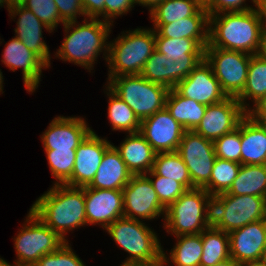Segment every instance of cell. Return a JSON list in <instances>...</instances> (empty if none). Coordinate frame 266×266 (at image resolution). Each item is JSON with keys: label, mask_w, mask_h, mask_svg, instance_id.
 <instances>
[{"label": "cell", "mask_w": 266, "mask_h": 266, "mask_svg": "<svg viewBox=\"0 0 266 266\" xmlns=\"http://www.w3.org/2000/svg\"><path fill=\"white\" fill-rule=\"evenodd\" d=\"M53 185L30 210L67 242L68 231L87 225L84 187Z\"/></svg>", "instance_id": "1"}, {"label": "cell", "mask_w": 266, "mask_h": 266, "mask_svg": "<svg viewBox=\"0 0 266 266\" xmlns=\"http://www.w3.org/2000/svg\"><path fill=\"white\" fill-rule=\"evenodd\" d=\"M82 22L83 24H79L78 21L63 24L66 35L55 57L82 66L91 72L93 64L103 50L107 62L109 49L107 40L112 24L93 18L89 20L84 18Z\"/></svg>", "instance_id": "2"}, {"label": "cell", "mask_w": 266, "mask_h": 266, "mask_svg": "<svg viewBox=\"0 0 266 266\" xmlns=\"http://www.w3.org/2000/svg\"><path fill=\"white\" fill-rule=\"evenodd\" d=\"M262 24L255 6L243 12H223L209 16V45L224 50L256 55Z\"/></svg>", "instance_id": "3"}, {"label": "cell", "mask_w": 266, "mask_h": 266, "mask_svg": "<svg viewBox=\"0 0 266 266\" xmlns=\"http://www.w3.org/2000/svg\"><path fill=\"white\" fill-rule=\"evenodd\" d=\"M212 199L204 188L186 190L166 209L164 229L174 236L202 233L212 226Z\"/></svg>", "instance_id": "4"}, {"label": "cell", "mask_w": 266, "mask_h": 266, "mask_svg": "<svg viewBox=\"0 0 266 266\" xmlns=\"http://www.w3.org/2000/svg\"><path fill=\"white\" fill-rule=\"evenodd\" d=\"M152 29V30H151ZM137 28L124 31L109 42L108 78L122 75H140L145 62L156 49L155 30Z\"/></svg>", "instance_id": "5"}, {"label": "cell", "mask_w": 266, "mask_h": 266, "mask_svg": "<svg viewBox=\"0 0 266 266\" xmlns=\"http://www.w3.org/2000/svg\"><path fill=\"white\" fill-rule=\"evenodd\" d=\"M128 256L120 266L162 260L163 248L156 233L143 220L121 217L105 229Z\"/></svg>", "instance_id": "6"}, {"label": "cell", "mask_w": 266, "mask_h": 266, "mask_svg": "<svg viewBox=\"0 0 266 266\" xmlns=\"http://www.w3.org/2000/svg\"><path fill=\"white\" fill-rule=\"evenodd\" d=\"M106 85L122 99L140 121L165 108L169 88L148 81L141 75H122L107 78Z\"/></svg>", "instance_id": "7"}, {"label": "cell", "mask_w": 266, "mask_h": 266, "mask_svg": "<svg viewBox=\"0 0 266 266\" xmlns=\"http://www.w3.org/2000/svg\"><path fill=\"white\" fill-rule=\"evenodd\" d=\"M265 197L222 193L212 199V226L229 233L262 220L265 214Z\"/></svg>", "instance_id": "8"}, {"label": "cell", "mask_w": 266, "mask_h": 266, "mask_svg": "<svg viewBox=\"0 0 266 266\" xmlns=\"http://www.w3.org/2000/svg\"><path fill=\"white\" fill-rule=\"evenodd\" d=\"M25 222L14 238L17 266H33L42 256L58 250L66 242L31 210Z\"/></svg>", "instance_id": "9"}, {"label": "cell", "mask_w": 266, "mask_h": 266, "mask_svg": "<svg viewBox=\"0 0 266 266\" xmlns=\"http://www.w3.org/2000/svg\"><path fill=\"white\" fill-rule=\"evenodd\" d=\"M252 55L211 47L204 49V59L211 66L213 74L227 97L237 98L243 91Z\"/></svg>", "instance_id": "10"}, {"label": "cell", "mask_w": 266, "mask_h": 266, "mask_svg": "<svg viewBox=\"0 0 266 266\" xmlns=\"http://www.w3.org/2000/svg\"><path fill=\"white\" fill-rule=\"evenodd\" d=\"M188 168L194 188H204L216 159L214 144L194 131H185L176 151Z\"/></svg>", "instance_id": "11"}, {"label": "cell", "mask_w": 266, "mask_h": 266, "mask_svg": "<svg viewBox=\"0 0 266 266\" xmlns=\"http://www.w3.org/2000/svg\"><path fill=\"white\" fill-rule=\"evenodd\" d=\"M122 191L124 217L141 221L165 215L166 209L161 205L153 184L146 175H133Z\"/></svg>", "instance_id": "12"}, {"label": "cell", "mask_w": 266, "mask_h": 266, "mask_svg": "<svg viewBox=\"0 0 266 266\" xmlns=\"http://www.w3.org/2000/svg\"><path fill=\"white\" fill-rule=\"evenodd\" d=\"M247 114L234 97L207 106L204 116L193 130L212 142L234 131L241 119Z\"/></svg>", "instance_id": "13"}, {"label": "cell", "mask_w": 266, "mask_h": 266, "mask_svg": "<svg viewBox=\"0 0 266 266\" xmlns=\"http://www.w3.org/2000/svg\"><path fill=\"white\" fill-rule=\"evenodd\" d=\"M185 131L166 107L142 120L139 129L156 153L176 152Z\"/></svg>", "instance_id": "14"}, {"label": "cell", "mask_w": 266, "mask_h": 266, "mask_svg": "<svg viewBox=\"0 0 266 266\" xmlns=\"http://www.w3.org/2000/svg\"><path fill=\"white\" fill-rule=\"evenodd\" d=\"M180 95L209 106L227 98L211 66L202 60L174 88Z\"/></svg>", "instance_id": "15"}, {"label": "cell", "mask_w": 266, "mask_h": 266, "mask_svg": "<svg viewBox=\"0 0 266 266\" xmlns=\"http://www.w3.org/2000/svg\"><path fill=\"white\" fill-rule=\"evenodd\" d=\"M112 144L92 131L76 149L71 177L64 183L71 187H85L93 180L105 151Z\"/></svg>", "instance_id": "16"}, {"label": "cell", "mask_w": 266, "mask_h": 266, "mask_svg": "<svg viewBox=\"0 0 266 266\" xmlns=\"http://www.w3.org/2000/svg\"><path fill=\"white\" fill-rule=\"evenodd\" d=\"M87 225L98 224L106 229L117 219L124 217L122 190H106L84 187Z\"/></svg>", "instance_id": "17"}, {"label": "cell", "mask_w": 266, "mask_h": 266, "mask_svg": "<svg viewBox=\"0 0 266 266\" xmlns=\"http://www.w3.org/2000/svg\"><path fill=\"white\" fill-rule=\"evenodd\" d=\"M93 131L81 117H55L43 132L44 150H76Z\"/></svg>", "instance_id": "18"}, {"label": "cell", "mask_w": 266, "mask_h": 266, "mask_svg": "<svg viewBox=\"0 0 266 266\" xmlns=\"http://www.w3.org/2000/svg\"><path fill=\"white\" fill-rule=\"evenodd\" d=\"M2 58L1 61L9 70L15 72L18 68L22 69L24 86L31 93L40 84L42 69L49 68L36 53L28 49L17 37L6 43Z\"/></svg>", "instance_id": "19"}, {"label": "cell", "mask_w": 266, "mask_h": 266, "mask_svg": "<svg viewBox=\"0 0 266 266\" xmlns=\"http://www.w3.org/2000/svg\"><path fill=\"white\" fill-rule=\"evenodd\" d=\"M230 257L239 264L260 262L266 246V226L262 220L228 233Z\"/></svg>", "instance_id": "20"}, {"label": "cell", "mask_w": 266, "mask_h": 266, "mask_svg": "<svg viewBox=\"0 0 266 266\" xmlns=\"http://www.w3.org/2000/svg\"><path fill=\"white\" fill-rule=\"evenodd\" d=\"M156 50L176 66V85L204 60V49L189 38L155 37Z\"/></svg>", "instance_id": "21"}, {"label": "cell", "mask_w": 266, "mask_h": 266, "mask_svg": "<svg viewBox=\"0 0 266 266\" xmlns=\"http://www.w3.org/2000/svg\"><path fill=\"white\" fill-rule=\"evenodd\" d=\"M17 15L19 18L16 21L17 27L14 29L15 37L21 40L28 49L36 53L50 67V50L49 46L43 41L42 27L50 33H52V30L23 6L9 9V16L12 19Z\"/></svg>", "instance_id": "22"}, {"label": "cell", "mask_w": 266, "mask_h": 266, "mask_svg": "<svg viewBox=\"0 0 266 266\" xmlns=\"http://www.w3.org/2000/svg\"><path fill=\"white\" fill-rule=\"evenodd\" d=\"M155 37L194 39L203 49L209 43V14L202 7L195 15L169 24H153Z\"/></svg>", "instance_id": "23"}, {"label": "cell", "mask_w": 266, "mask_h": 266, "mask_svg": "<svg viewBox=\"0 0 266 266\" xmlns=\"http://www.w3.org/2000/svg\"><path fill=\"white\" fill-rule=\"evenodd\" d=\"M133 174L128 170L120 153L112 144L104 153L101 164L87 186L95 189L122 190L130 181Z\"/></svg>", "instance_id": "24"}, {"label": "cell", "mask_w": 266, "mask_h": 266, "mask_svg": "<svg viewBox=\"0 0 266 266\" xmlns=\"http://www.w3.org/2000/svg\"><path fill=\"white\" fill-rule=\"evenodd\" d=\"M114 147L133 175H146L152 170L156 152L139 132L128 133L120 146Z\"/></svg>", "instance_id": "25"}, {"label": "cell", "mask_w": 266, "mask_h": 266, "mask_svg": "<svg viewBox=\"0 0 266 266\" xmlns=\"http://www.w3.org/2000/svg\"><path fill=\"white\" fill-rule=\"evenodd\" d=\"M241 164H266V124L246 114L240 121Z\"/></svg>", "instance_id": "26"}, {"label": "cell", "mask_w": 266, "mask_h": 266, "mask_svg": "<svg viewBox=\"0 0 266 266\" xmlns=\"http://www.w3.org/2000/svg\"><path fill=\"white\" fill-rule=\"evenodd\" d=\"M165 107L186 131H193L198 126L207 108L204 104L183 97L175 89L169 90Z\"/></svg>", "instance_id": "27"}, {"label": "cell", "mask_w": 266, "mask_h": 266, "mask_svg": "<svg viewBox=\"0 0 266 266\" xmlns=\"http://www.w3.org/2000/svg\"><path fill=\"white\" fill-rule=\"evenodd\" d=\"M226 193L266 198V164H241L237 177Z\"/></svg>", "instance_id": "28"}, {"label": "cell", "mask_w": 266, "mask_h": 266, "mask_svg": "<svg viewBox=\"0 0 266 266\" xmlns=\"http://www.w3.org/2000/svg\"><path fill=\"white\" fill-rule=\"evenodd\" d=\"M175 237L177 243L171 249L170 256L167 257L163 251L162 259L164 264L167 266V264L172 262L174 266H200V260L203 254L201 233Z\"/></svg>", "instance_id": "29"}, {"label": "cell", "mask_w": 266, "mask_h": 266, "mask_svg": "<svg viewBox=\"0 0 266 266\" xmlns=\"http://www.w3.org/2000/svg\"><path fill=\"white\" fill-rule=\"evenodd\" d=\"M266 95V60L257 54L250 57L248 75L242 93L236 98L242 108L247 112L251 107L247 100H253V104Z\"/></svg>", "instance_id": "30"}, {"label": "cell", "mask_w": 266, "mask_h": 266, "mask_svg": "<svg viewBox=\"0 0 266 266\" xmlns=\"http://www.w3.org/2000/svg\"><path fill=\"white\" fill-rule=\"evenodd\" d=\"M201 238L203 254L200 266H215L230 258L228 233L210 226L201 233Z\"/></svg>", "instance_id": "31"}, {"label": "cell", "mask_w": 266, "mask_h": 266, "mask_svg": "<svg viewBox=\"0 0 266 266\" xmlns=\"http://www.w3.org/2000/svg\"><path fill=\"white\" fill-rule=\"evenodd\" d=\"M203 4L199 0H163L151 12L153 24H169L195 15Z\"/></svg>", "instance_id": "32"}, {"label": "cell", "mask_w": 266, "mask_h": 266, "mask_svg": "<svg viewBox=\"0 0 266 266\" xmlns=\"http://www.w3.org/2000/svg\"><path fill=\"white\" fill-rule=\"evenodd\" d=\"M151 171L180 182L187 190L194 189L188 168L177 152L156 153Z\"/></svg>", "instance_id": "33"}, {"label": "cell", "mask_w": 266, "mask_h": 266, "mask_svg": "<svg viewBox=\"0 0 266 266\" xmlns=\"http://www.w3.org/2000/svg\"><path fill=\"white\" fill-rule=\"evenodd\" d=\"M173 63L174 60H168L165 55L155 49L145 62L140 75L148 81L174 89L176 86V66Z\"/></svg>", "instance_id": "34"}, {"label": "cell", "mask_w": 266, "mask_h": 266, "mask_svg": "<svg viewBox=\"0 0 266 266\" xmlns=\"http://www.w3.org/2000/svg\"><path fill=\"white\" fill-rule=\"evenodd\" d=\"M106 94L109 96L108 119L112 124V130L125 131L127 133L139 132L141 121L134 111L108 87Z\"/></svg>", "instance_id": "35"}, {"label": "cell", "mask_w": 266, "mask_h": 266, "mask_svg": "<svg viewBox=\"0 0 266 266\" xmlns=\"http://www.w3.org/2000/svg\"><path fill=\"white\" fill-rule=\"evenodd\" d=\"M241 164L216 157L209 183L204 189L212 196L225 193L237 177Z\"/></svg>", "instance_id": "36"}, {"label": "cell", "mask_w": 266, "mask_h": 266, "mask_svg": "<svg viewBox=\"0 0 266 266\" xmlns=\"http://www.w3.org/2000/svg\"><path fill=\"white\" fill-rule=\"evenodd\" d=\"M54 184H64L72 175L76 150H45Z\"/></svg>", "instance_id": "37"}, {"label": "cell", "mask_w": 266, "mask_h": 266, "mask_svg": "<svg viewBox=\"0 0 266 266\" xmlns=\"http://www.w3.org/2000/svg\"><path fill=\"white\" fill-rule=\"evenodd\" d=\"M146 176L153 184L160 203L165 209H167L187 190L180 182L155 175L152 171L148 172Z\"/></svg>", "instance_id": "38"}, {"label": "cell", "mask_w": 266, "mask_h": 266, "mask_svg": "<svg viewBox=\"0 0 266 266\" xmlns=\"http://www.w3.org/2000/svg\"><path fill=\"white\" fill-rule=\"evenodd\" d=\"M213 144L216 157L241 164L240 122L234 131L221 136Z\"/></svg>", "instance_id": "39"}, {"label": "cell", "mask_w": 266, "mask_h": 266, "mask_svg": "<svg viewBox=\"0 0 266 266\" xmlns=\"http://www.w3.org/2000/svg\"><path fill=\"white\" fill-rule=\"evenodd\" d=\"M23 7L31 11L40 21L52 31L62 20L54 0H26Z\"/></svg>", "instance_id": "40"}, {"label": "cell", "mask_w": 266, "mask_h": 266, "mask_svg": "<svg viewBox=\"0 0 266 266\" xmlns=\"http://www.w3.org/2000/svg\"><path fill=\"white\" fill-rule=\"evenodd\" d=\"M33 266H85L68 241L58 250L42 256Z\"/></svg>", "instance_id": "41"}, {"label": "cell", "mask_w": 266, "mask_h": 266, "mask_svg": "<svg viewBox=\"0 0 266 266\" xmlns=\"http://www.w3.org/2000/svg\"><path fill=\"white\" fill-rule=\"evenodd\" d=\"M251 1L255 6V0ZM245 2L246 0H207L203 7L209 16L223 12H243L253 9V7L247 6Z\"/></svg>", "instance_id": "42"}, {"label": "cell", "mask_w": 266, "mask_h": 266, "mask_svg": "<svg viewBox=\"0 0 266 266\" xmlns=\"http://www.w3.org/2000/svg\"><path fill=\"white\" fill-rule=\"evenodd\" d=\"M59 11L62 24L77 22V15L85 17L81 0H54Z\"/></svg>", "instance_id": "43"}, {"label": "cell", "mask_w": 266, "mask_h": 266, "mask_svg": "<svg viewBox=\"0 0 266 266\" xmlns=\"http://www.w3.org/2000/svg\"><path fill=\"white\" fill-rule=\"evenodd\" d=\"M135 0H105L104 21L113 25V20L117 16L127 14L134 7ZM113 19V20H112Z\"/></svg>", "instance_id": "44"}, {"label": "cell", "mask_w": 266, "mask_h": 266, "mask_svg": "<svg viewBox=\"0 0 266 266\" xmlns=\"http://www.w3.org/2000/svg\"><path fill=\"white\" fill-rule=\"evenodd\" d=\"M86 18L99 19L102 16L104 21L105 0H81Z\"/></svg>", "instance_id": "45"}, {"label": "cell", "mask_w": 266, "mask_h": 266, "mask_svg": "<svg viewBox=\"0 0 266 266\" xmlns=\"http://www.w3.org/2000/svg\"><path fill=\"white\" fill-rule=\"evenodd\" d=\"M247 114L254 120L266 123V95L256 102L252 107L247 111Z\"/></svg>", "instance_id": "46"}, {"label": "cell", "mask_w": 266, "mask_h": 266, "mask_svg": "<svg viewBox=\"0 0 266 266\" xmlns=\"http://www.w3.org/2000/svg\"><path fill=\"white\" fill-rule=\"evenodd\" d=\"M255 9L258 12L262 29H266V0H255Z\"/></svg>", "instance_id": "47"}, {"label": "cell", "mask_w": 266, "mask_h": 266, "mask_svg": "<svg viewBox=\"0 0 266 266\" xmlns=\"http://www.w3.org/2000/svg\"><path fill=\"white\" fill-rule=\"evenodd\" d=\"M257 55L266 60V29H262L261 32V39H260V46L257 52Z\"/></svg>", "instance_id": "48"}, {"label": "cell", "mask_w": 266, "mask_h": 266, "mask_svg": "<svg viewBox=\"0 0 266 266\" xmlns=\"http://www.w3.org/2000/svg\"><path fill=\"white\" fill-rule=\"evenodd\" d=\"M163 0H135V3L141 4L143 7H149V13Z\"/></svg>", "instance_id": "49"}, {"label": "cell", "mask_w": 266, "mask_h": 266, "mask_svg": "<svg viewBox=\"0 0 266 266\" xmlns=\"http://www.w3.org/2000/svg\"><path fill=\"white\" fill-rule=\"evenodd\" d=\"M215 266H243V265L239 264L233 258L230 257L225 261L217 263Z\"/></svg>", "instance_id": "50"}, {"label": "cell", "mask_w": 266, "mask_h": 266, "mask_svg": "<svg viewBox=\"0 0 266 266\" xmlns=\"http://www.w3.org/2000/svg\"><path fill=\"white\" fill-rule=\"evenodd\" d=\"M26 0H6L7 6L11 9L16 6H23Z\"/></svg>", "instance_id": "51"}, {"label": "cell", "mask_w": 266, "mask_h": 266, "mask_svg": "<svg viewBox=\"0 0 266 266\" xmlns=\"http://www.w3.org/2000/svg\"><path fill=\"white\" fill-rule=\"evenodd\" d=\"M124 266H166L164 264L163 259L154 263H149V264H130V265H124Z\"/></svg>", "instance_id": "52"}, {"label": "cell", "mask_w": 266, "mask_h": 266, "mask_svg": "<svg viewBox=\"0 0 266 266\" xmlns=\"http://www.w3.org/2000/svg\"><path fill=\"white\" fill-rule=\"evenodd\" d=\"M0 266H17L16 264L13 263V265H11L10 263H8L6 260L0 258Z\"/></svg>", "instance_id": "53"}, {"label": "cell", "mask_w": 266, "mask_h": 266, "mask_svg": "<svg viewBox=\"0 0 266 266\" xmlns=\"http://www.w3.org/2000/svg\"><path fill=\"white\" fill-rule=\"evenodd\" d=\"M260 262H261L262 264H265V265H266V246H265V248H264V250H263V254H262V257H261Z\"/></svg>", "instance_id": "54"}, {"label": "cell", "mask_w": 266, "mask_h": 266, "mask_svg": "<svg viewBox=\"0 0 266 266\" xmlns=\"http://www.w3.org/2000/svg\"><path fill=\"white\" fill-rule=\"evenodd\" d=\"M243 266H266L265 264H262L261 262H254V263H247Z\"/></svg>", "instance_id": "55"}, {"label": "cell", "mask_w": 266, "mask_h": 266, "mask_svg": "<svg viewBox=\"0 0 266 266\" xmlns=\"http://www.w3.org/2000/svg\"><path fill=\"white\" fill-rule=\"evenodd\" d=\"M3 74H2V72H1V69H0V93L2 92V94H3V76H2Z\"/></svg>", "instance_id": "56"}, {"label": "cell", "mask_w": 266, "mask_h": 266, "mask_svg": "<svg viewBox=\"0 0 266 266\" xmlns=\"http://www.w3.org/2000/svg\"><path fill=\"white\" fill-rule=\"evenodd\" d=\"M4 4H5L6 7L8 8L7 10L9 11L10 8L7 6V2H6V0H0V7H3Z\"/></svg>", "instance_id": "57"}, {"label": "cell", "mask_w": 266, "mask_h": 266, "mask_svg": "<svg viewBox=\"0 0 266 266\" xmlns=\"http://www.w3.org/2000/svg\"><path fill=\"white\" fill-rule=\"evenodd\" d=\"M263 221H264L265 226H266V209H265V214H264V217H263Z\"/></svg>", "instance_id": "58"}, {"label": "cell", "mask_w": 266, "mask_h": 266, "mask_svg": "<svg viewBox=\"0 0 266 266\" xmlns=\"http://www.w3.org/2000/svg\"><path fill=\"white\" fill-rule=\"evenodd\" d=\"M202 4H204L207 0H199Z\"/></svg>", "instance_id": "59"}]
</instances>
